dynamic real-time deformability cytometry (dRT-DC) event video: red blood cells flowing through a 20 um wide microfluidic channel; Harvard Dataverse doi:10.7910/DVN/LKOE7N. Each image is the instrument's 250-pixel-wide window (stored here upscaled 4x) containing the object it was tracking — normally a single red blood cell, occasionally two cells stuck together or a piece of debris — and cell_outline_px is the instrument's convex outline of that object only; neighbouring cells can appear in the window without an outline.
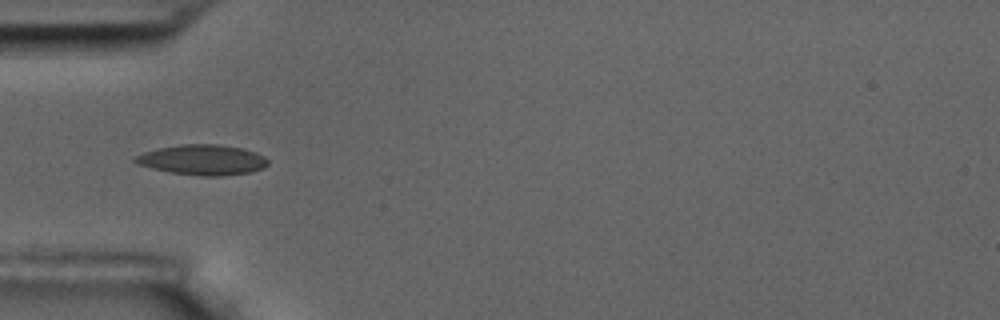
{"species": "common noctule bat (a hibernating species)", "species_latin": "Nyctalus noctula", "temperature_condition": "room temperature", "stored_images_in_passage": 9, "camera_frame_rate_fps": 3000, "um_per_image_px": 0.085, "animal": {"sex": "male", "body_mass_g": 17.5, "forearm_length_mm": 52.3}, "frame": {"image": 1, "passage_image": 6, "time_ms": 5.667, "image_size_px": [1000, 320], "cell_outline_px": [[268, 164], [264, 168], [248, 172], [220, 176], [200, 176], [168, 172], [152, 168], [140, 164], [132, 160], [132, 156], [144, 152], [160, 148], [180, 144], [216, 144], [244, 148], [256, 152], [264, 156], [268, 160]], "centroid_in_image_um": [17.21, 13.58], "position_along_channel_um": 67.8, "area_um2": 23.47}}
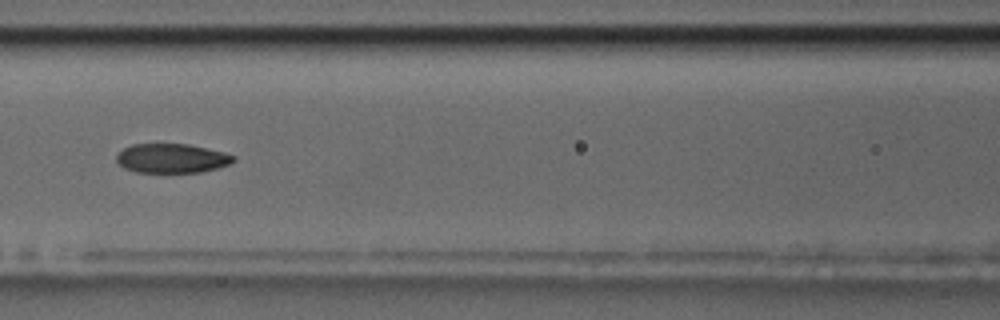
{"frame": {"image": 2, "passage_image": 8, "time_ms": 8.0, "image_size_px": [1000, 320], "cell_outline_px": [[236, 160], [228, 164], [216, 168], [200, 172], [136, 172], [124, 168], [116, 160], [116, 156], [124, 148], [132, 144], [188, 144], [224, 152], [236, 156]], "centroid_in_image_um": [14.6, 13.45], "position_along_channel_um": 152.0, "area_um2": 19.83}}
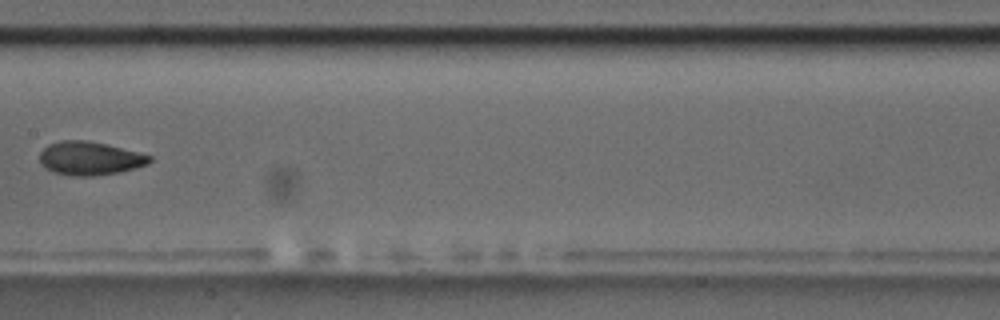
{"frame": {"image": 3, "passage_image": 9, "time_ms": 9.333, "image_size_px": [1000, 320], "cell_outline_px": [[152, 160], [148, 164], [120, 172], [92, 176], [72, 176], [52, 172], [44, 168], [40, 164], [40, 152], [48, 144], [60, 140], [88, 140], [108, 144], [152, 156]], "centroid_in_image_um": [7.61, 13.46], "position_along_channel_um": 199.8, "area_um2": 21.68}}